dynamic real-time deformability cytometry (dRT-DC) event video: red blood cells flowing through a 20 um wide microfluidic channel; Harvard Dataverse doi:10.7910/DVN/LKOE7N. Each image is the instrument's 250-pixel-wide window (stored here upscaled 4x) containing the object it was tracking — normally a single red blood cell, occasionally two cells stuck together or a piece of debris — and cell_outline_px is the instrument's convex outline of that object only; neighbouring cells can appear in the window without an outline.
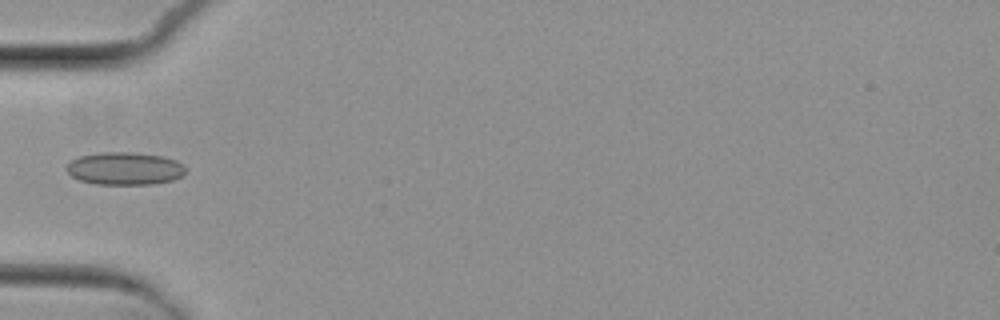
{"species": "common noctule bat (a hibernating species)", "species_latin": "Nyctalus noctula", "temperature_condition": "cold", "stored_images_in_passage": 5, "camera_frame_rate_fps": 3000, "um_per_image_px": 0.085, "animal": {"sex": "female", "body_mass_g": 29.2, "forearm_length_mm": 56.3}, "frame": {"image": 1, "passage_image": 5, "time_ms": 4.667, "image_size_px": [1000, 320], "cell_outline_px": [[184, 172], [180, 176], [172, 180], [152, 184], [96, 184], [80, 180], [72, 176], [68, 172], [68, 164], [72, 160], [80, 156], [100, 152], [132, 152], [164, 156], [176, 160], [184, 164]], "centroid_in_image_um": [10.62, 14.31], "position_along_channel_um": 74.4, "area_um2": 22.54}}